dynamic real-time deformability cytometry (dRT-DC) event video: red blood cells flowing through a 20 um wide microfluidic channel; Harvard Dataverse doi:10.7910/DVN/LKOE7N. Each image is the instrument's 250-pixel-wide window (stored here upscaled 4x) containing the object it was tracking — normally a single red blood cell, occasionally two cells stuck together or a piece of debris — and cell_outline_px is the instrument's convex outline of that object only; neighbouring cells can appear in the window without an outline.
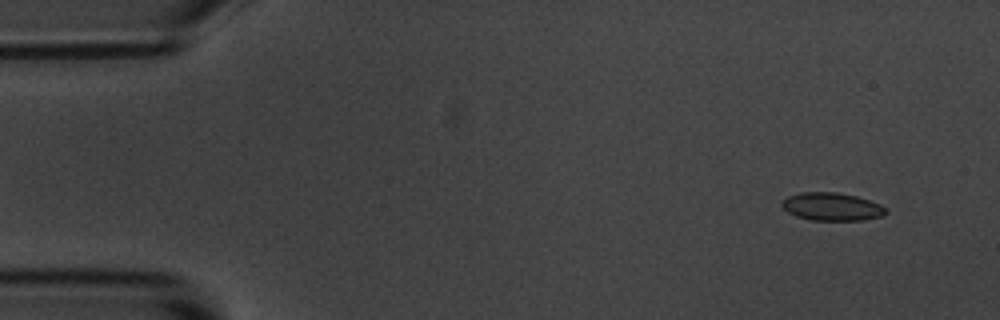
{"species": "common noctule bat (a hibernating species)", "species_latin": "Nyctalus noctula", "temperature_condition": "room temperature", "stored_images_in_passage": 4, "camera_frame_rate_fps": 3000, "um_per_image_px": 0.085, "animal": {"sex": "male", "body_mass_g": 20.1, "forearm_length_mm": 53.5}, "frame": {"image": 1, "passage_image": 1, "time_ms": 0.0, "image_size_px": [1000, 320], "cell_outline_px": [[888, 212], [884, 216], [864, 220], [812, 220], [796, 216], [788, 212], [780, 204], [780, 200], [788, 196], [800, 192], [836, 192], [856, 196], [880, 204]], "centroid_in_image_um": [70.69, 17.56], "position_along_channel_um": 14.3, "area_um2": 16.99}}
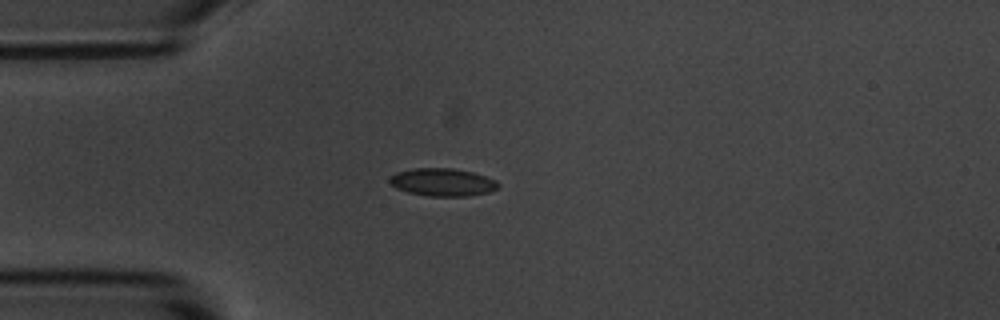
{"frame": {"image": 2, "passage_image": 4, "time_ms": 3.333, "image_size_px": [1000, 320], "cell_outline_px": [[500, 188], [488, 192], [468, 196], [428, 196], [408, 192], [396, 188], [388, 180], [396, 172], [412, 168], [452, 168], [472, 172], [496, 180], [500, 184]], "centroid_in_image_um": [37.63, 15.49], "position_along_channel_um": 47.4, "area_um2": 17.57}}